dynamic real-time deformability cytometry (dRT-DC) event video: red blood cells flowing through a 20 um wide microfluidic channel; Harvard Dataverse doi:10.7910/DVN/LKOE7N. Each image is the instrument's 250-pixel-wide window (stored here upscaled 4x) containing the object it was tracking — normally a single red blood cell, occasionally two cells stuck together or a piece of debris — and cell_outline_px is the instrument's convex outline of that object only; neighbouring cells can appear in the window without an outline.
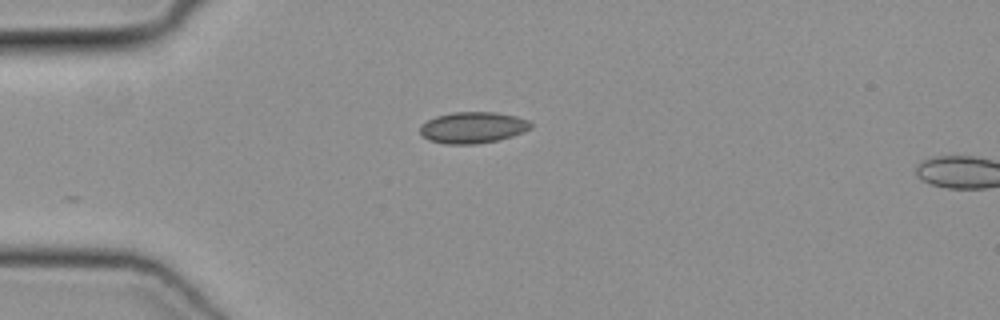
{"species": "common noctule bat (a hibernating species)", "species_latin": "Nyctalus noctula", "temperature_condition": "cold", "stored_images_in_passage": 3, "camera_frame_rate_fps": 3000, "um_per_image_px": 0.085, "animal": {"sex": "female", "body_mass_g": 19.3, "forearm_length_mm": 54.1}, "frame": {"image": 1, "passage_image": 1, "time_ms": 0.0, "image_size_px": [1000, 320], "cell_outline_px": [[532, 128], [524, 132], [512, 136], [496, 140], [476, 144], [444, 144], [428, 140], [420, 132], [420, 124], [436, 116], [452, 112], [496, 112], [516, 116], [528, 120], [532, 124]], "centroid_in_image_um": [40.19, 10.84], "position_along_channel_um": 44.8, "area_um2": 20.29}}